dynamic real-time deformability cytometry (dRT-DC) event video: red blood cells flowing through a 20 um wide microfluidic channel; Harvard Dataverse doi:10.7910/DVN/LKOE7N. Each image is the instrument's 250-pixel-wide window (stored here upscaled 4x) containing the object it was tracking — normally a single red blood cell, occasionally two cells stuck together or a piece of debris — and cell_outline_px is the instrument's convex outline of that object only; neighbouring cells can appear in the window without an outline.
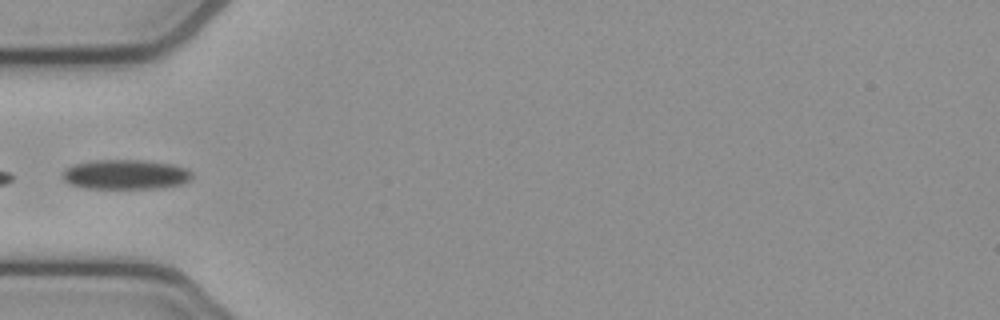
{"species": "common noctule bat (a hibernating species)", "species_latin": "Nyctalus noctula", "temperature_condition": "cold", "stored_images_in_passage": 5, "camera_frame_rate_fps": 3000, "um_per_image_px": 0.085, "animal": {"sex": "female", "body_mass_g": 21.9}, "frame": {"image": 1, "passage_image": 5, "time_ms": 1.333, "image_size_px": [1000, 320], "cell_outline_px": [[192, 180], [184, 184], [160, 188], [88, 188], [68, 184], [60, 176], [60, 172], [64, 168], [76, 164], [96, 160], [144, 160], [172, 164], [188, 168], [192, 172]], "centroid_in_image_um": [10.69, 14.83], "position_along_channel_um": 74.3, "area_um2": 22.77}}